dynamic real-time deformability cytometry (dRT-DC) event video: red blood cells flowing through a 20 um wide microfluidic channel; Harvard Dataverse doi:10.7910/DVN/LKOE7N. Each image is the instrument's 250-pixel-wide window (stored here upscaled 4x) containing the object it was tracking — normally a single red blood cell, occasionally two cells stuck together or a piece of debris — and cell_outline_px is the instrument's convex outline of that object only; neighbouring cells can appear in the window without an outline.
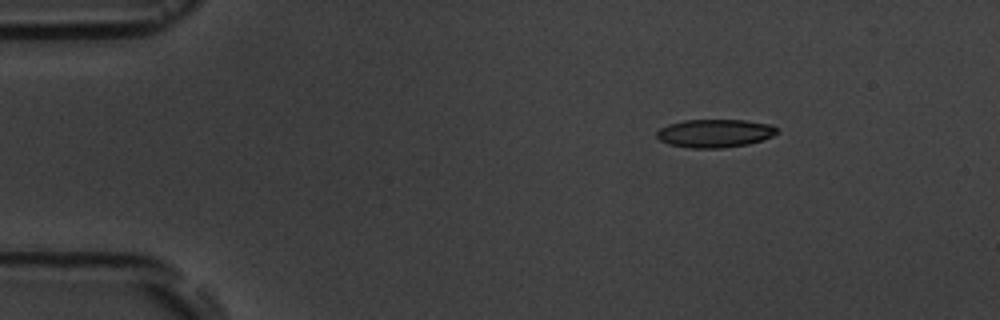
{"species": "common noctule bat (a hibernating species)", "species_latin": "Nyctalus noctula", "temperature_condition": "room temperature", "stored_images_in_passage": 6, "camera_frame_rate_fps": 3000, "um_per_image_px": 0.085, "animal": {"sex": "male", "body_mass_g": 19.5, "forearm_length_mm": 54.6}, "frame": {"image": 1, "passage_image": 1, "time_ms": 0.0, "image_size_px": [1000, 320], "cell_outline_px": [[780, 132], [764, 140], [748, 144], [724, 148], [692, 148], [668, 144], [660, 140], [656, 136], [656, 132], [660, 128], [668, 124], [684, 120], [744, 120], [772, 124]], "centroid_in_image_um": [60.78, 11.33], "position_along_channel_um": 24.2, "area_um2": 19.94}}
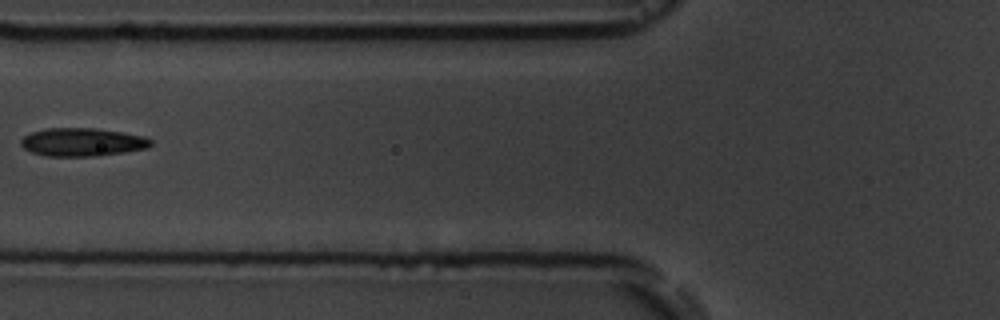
{"frame": {"image": 2, "passage_image": 5, "time_ms": 4.667, "image_size_px": [1000, 320], "cell_outline_px": [[152, 144], [148, 148], [124, 152], [96, 156], [48, 156], [32, 152], [24, 148], [20, 144], [20, 140], [24, 136], [32, 132], [44, 128], [96, 128], [124, 132], [144, 136], [152, 140]], "centroid_in_image_um": [7.01, 12.07], "position_along_channel_um": 118.8, "area_um2": 21.44}}
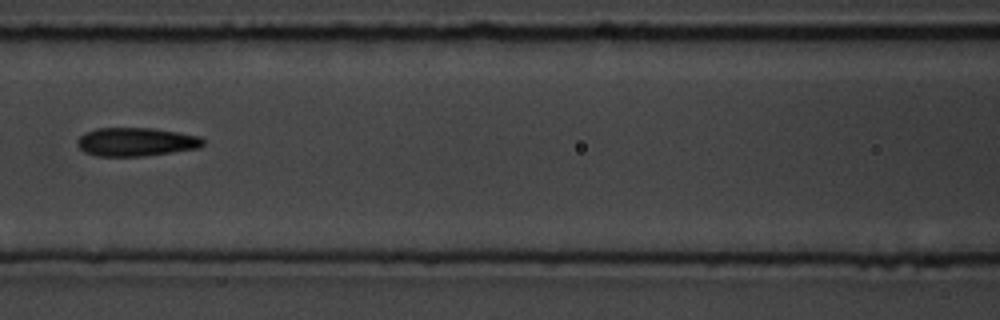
{"frame": {"image": 3, "passage_image": 6, "time_ms": 5.667, "image_size_px": [1000, 320], "cell_outline_px": [[204, 144], [200, 148], [144, 156], [96, 156], [84, 152], [76, 144], [76, 140], [84, 132], [96, 128], [152, 128], [200, 136], [204, 140]], "centroid_in_image_um": [11.54, 12.06], "position_along_channel_um": 155.1, "area_um2": 21.04}}